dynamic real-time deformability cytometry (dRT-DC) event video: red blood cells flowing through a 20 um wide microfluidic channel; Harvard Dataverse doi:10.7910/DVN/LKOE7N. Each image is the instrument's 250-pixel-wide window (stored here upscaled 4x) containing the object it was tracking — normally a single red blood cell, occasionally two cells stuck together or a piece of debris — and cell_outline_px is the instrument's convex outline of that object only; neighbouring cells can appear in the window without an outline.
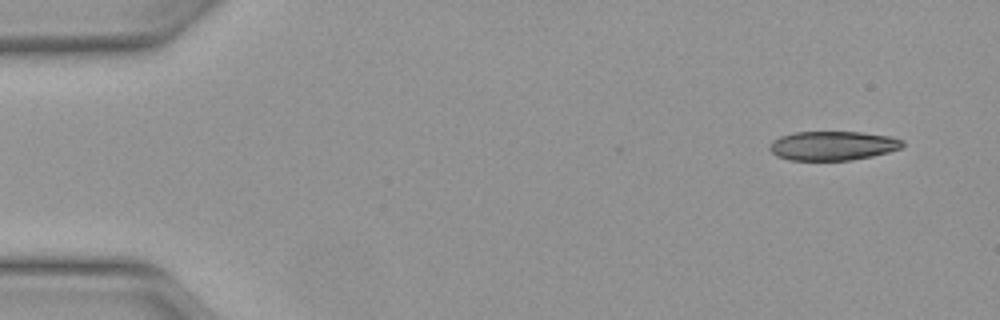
{"species": "Egyptian fruit bat (a non-hibernating species)", "species_latin": "Rousettus aegyptiacus", "temperature_condition": "warm", "stored_images_in_passage": 47, "camera_frame_rate_fps": 3000, "um_per_image_px": 0.085, "animal": {"sex": "female"}, "frame": {"image": 1, "passage_image": 1, "time_ms": 0.0, "image_size_px": [1000, 320], "cell_outline_px": [[904, 144], [900, 148], [888, 152], [872, 156], [852, 160], [788, 160], [776, 156], [768, 148], [772, 140], [780, 136], [796, 132], [860, 132], [892, 136], [904, 140]], "centroid_in_image_um": [70.78, 12.38], "position_along_channel_um": 14.2, "area_um2": 22.72}}
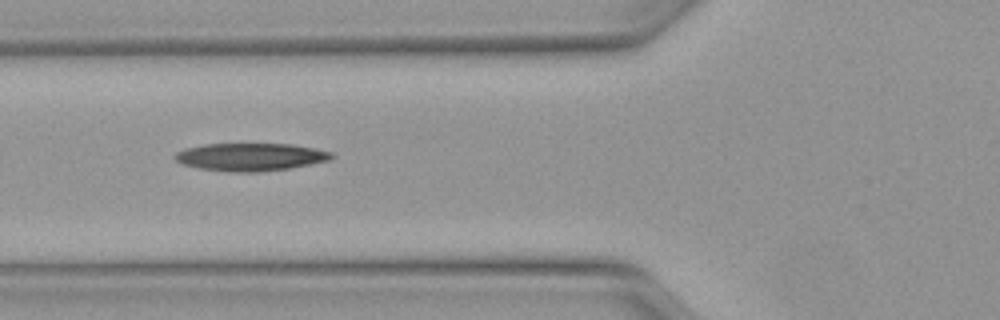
{"frame": {"image": 2, "passage_image": 16, "time_ms": 5.0, "image_size_px": [1000, 320], "cell_outline_px": [[336, 156], [332, 160], [288, 168], [256, 172], [228, 172], [196, 168], [184, 164], [176, 160], [172, 156], [176, 152], [184, 148], [204, 144], [292, 144], [316, 148], [332, 152]], "centroid_in_image_um": [21.3, 13.34], "position_along_channel_um": 104.5, "area_um2": 25.55}}
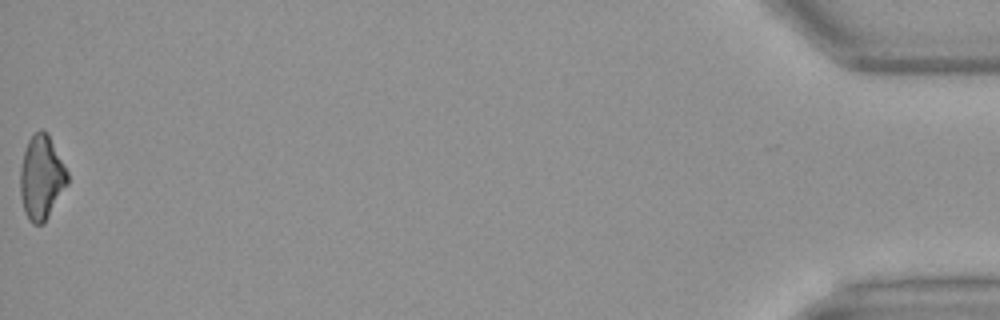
{"frame": {"image": 3, "passage_image": 47, "time_ms": 15.333, "image_size_px": [1000, 320], "cell_outline_px": [[68, 184], [44, 224], [32, 224], [28, 220], [24, 212], [20, 196], [20, 168], [24, 152], [28, 140], [40, 128], [48, 132], [68, 172]], "centroid_in_image_um": [3.52, 15.1], "position_along_channel_um": 431.7, "area_um2": 23.41}}